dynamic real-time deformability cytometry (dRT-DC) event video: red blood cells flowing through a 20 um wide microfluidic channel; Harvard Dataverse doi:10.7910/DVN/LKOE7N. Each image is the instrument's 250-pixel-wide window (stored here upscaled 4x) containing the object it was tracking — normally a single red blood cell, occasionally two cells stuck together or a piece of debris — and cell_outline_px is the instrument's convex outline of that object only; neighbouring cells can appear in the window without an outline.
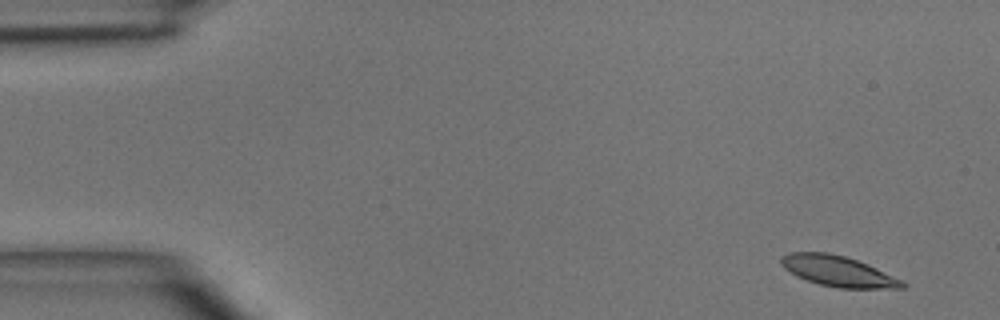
{"species": "common noctule bat (a hibernating species)", "species_latin": "Nyctalus noctula", "temperature_condition": "room temperature", "stored_images_in_passage": 4, "camera_frame_rate_fps": 3000, "um_per_image_px": 0.085, "animal": {"sex": "male", "body_mass_g": 15.6}, "frame": {"image": 1, "passage_image": 1, "time_ms": 0.0, "image_size_px": [1000, 320], "cell_outline_px": [[908, 284], [904, 288], [836, 288], [820, 284], [796, 276], [784, 268], [780, 264], [780, 256], [788, 252], [828, 252], [844, 256], [868, 264], [904, 280]], "centroid_in_image_um": [71.24, 23.04], "position_along_channel_um": 13.8, "area_um2": 21.79}}